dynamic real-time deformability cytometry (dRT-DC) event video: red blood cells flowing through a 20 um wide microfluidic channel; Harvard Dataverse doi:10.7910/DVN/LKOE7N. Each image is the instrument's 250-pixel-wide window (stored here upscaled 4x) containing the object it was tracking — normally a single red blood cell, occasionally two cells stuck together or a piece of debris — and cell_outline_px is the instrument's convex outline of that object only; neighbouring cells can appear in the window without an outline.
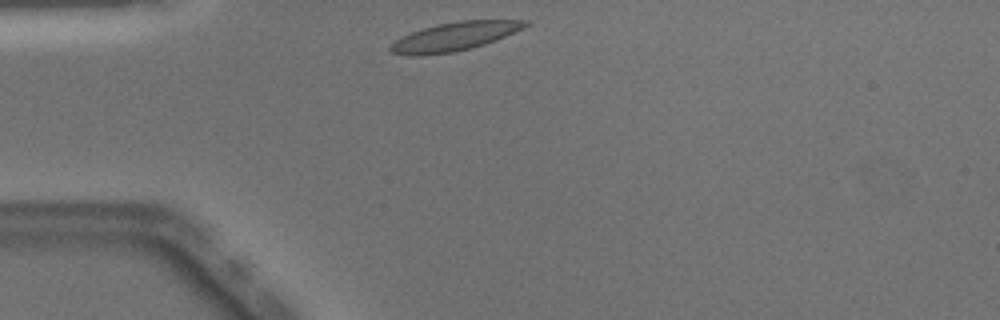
{"species": "Egyptian fruit bat (a non-hibernating species)", "species_latin": "Rousettus aegyptiacus", "temperature_condition": "warm", "stored_images_in_passage": 38, "camera_frame_rate_fps": 3000, "um_per_image_px": 0.085, "animal": {"sex": "male"}, "frame": {"image": 1, "passage_image": 1, "time_ms": 0.0, "image_size_px": [1000, 320], "cell_outline_px": [[532, 24], [496, 40], [484, 44], [452, 52], [416, 56], [408, 56], [392, 52], [388, 48], [396, 40], [412, 32], [424, 28], [440, 24], [460, 20], [528, 20]], "centroid_in_image_um": [38.67, 3.1], "position_along_channel_um": 46.3, "area_um2": 22.08}}
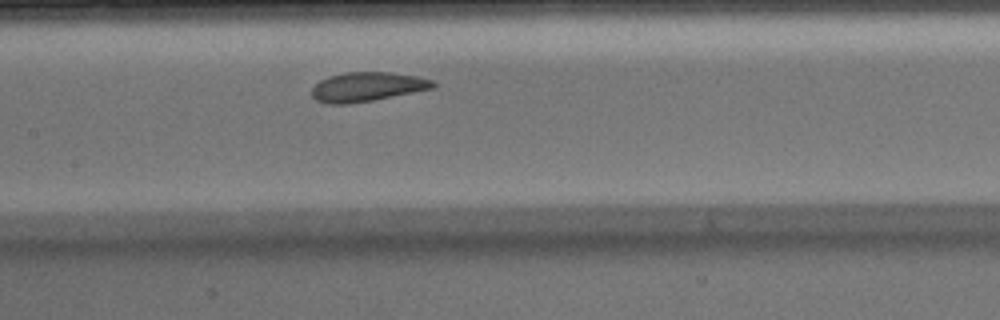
{"frame": {"image": 2, "passage_image": 12, "time_ms": 3.667, "image_size_px": [1000, 320], "cell_outline_px": [[436, 88], [372, 100], [348, 104], [328, 104], [316, 100], [312, 96], [312, 88], [320, 80], [328, 76], [344, 72], [388, 72], [416, 76], [432, 80], [436, 84]], "centroid_in_image_um": [31.2, 7.38], "position_along_channel_um": 176.2, "area_um2": 20.69}}
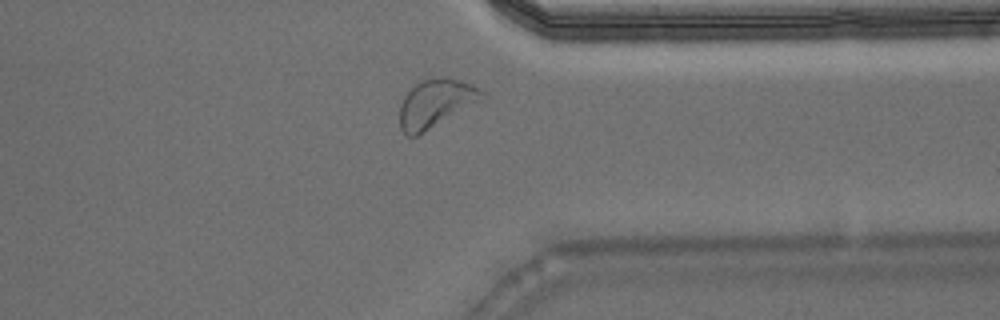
{"frame": {"image": 3, "passage_image": 27, "time_ms": 8.667, "image_size_px": [1000, 320], "cell_outline_px": [[488, 96], [484, 100], [416, 136], [408, 136], [400, 128], [400, 104], [404, 96], [420, 80], [432, 76], [448, 76], [472, 84], [484, 92]], "centroid_in_image_um": [37.08, 8.74], "position_along_channel_um": 374.3, "area_um2": 23.47}, "authors_computed_cell_mechanics": {"area_um2": 21.8195, "velocity_mm_per_s": 4.0164, "shape_relaxation_time_tau1_ms": 3.1355, "shape_relaxation_time_tau2_ms": 0.7765, "deformation_change_tau1": 0.1393, "deformation_change_tau2": 0.0551}}